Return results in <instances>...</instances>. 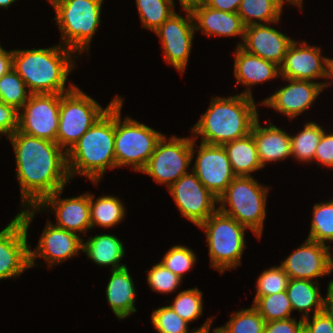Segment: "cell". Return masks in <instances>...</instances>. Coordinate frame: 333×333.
Instances as JSON below:
<instances>
[{
    "mask_svg": "<svg viewBox=\"0 0 333 333\" xmlns=\"http://www.w3.org/2000/svg\"><path fill=\"white\" fill-rule=\"evenodd\" d=\"M50 2V4H53L54 2H56L57 0H48Z\"/></svg>",
    "mask_w": 333,
    "mask_h": 333,
    "instance_id": "obj_55",
    "label": "cell"
},
{
    "mask_svg": "<svg viewBox=\"0 0 333 333\" xmlns=\"http://www.w3.org/2000/svg\"><path fill=\"white\" fill-rule=\"evenodd\" d=\"M195 261L196 255L191 249L183 245H175L164 254L160 263L183 278V275L193 267Z\"/></svg>",
    "mask_w": 333,
    "mask_h": 333,
    "instance_id": "obj_39",
    "label": "cell"
},
{
    "mask_svg": "<svg viewBox=\"0 0 333 333\" xmlns=\"http://www.w3.org/2000/svg\"><path fill=\"white\" fill-rule=\"evenodd\" d=\"M114 140L115 103L67 152L70 179L78 174L98 185L107 168H116Z\"/></svg>",
    "mask_w": 333,
    "mask_h": 333,
    "instance_id": "obj_4",
    "label": "cell"
},
{
    "mask_svg": "<svg viewBox=\"0 0 333 333\" xmlns=\"http://www.w3.org/2000/svg\"><path fill=\"white\" fill-rule=\"evenodd\" d=\"M182 278L164 267L160 262L155 264L148 272L147 283L153 291L171 293L177 289Z\"/></svg>",
    "mask_w": 333,
    "mask_h": 333,
    "instance_id": "obj_41",
    "label": "cell"
},
{
    "mask_svg": "<svg viewBox=\"0 0 333 333\" xmlns=\"http://www.w3.org/2000/svg\"><path fill=\"white\" fill-rule=\"evenodd\" d=\"M111 273L106 287V298L111 310L120 320L136 312L134 306L136 289L127 266L111 270Z\"/></svg>",
    "mask_w": 333,
    "mask_h": 333,
    "instance_id": "obj_25",
    "label": "cell"
},
{
    "mask_svg": "<svg viewBox=\"0 0 333 333\" xmlns=\"http://www.w3.org/2000/svg\"><path fill=\"white\" fill-rule=\"evenodd\" d=\"M165 136L163 134L158 140L153 154L140 172L151 176L161 185L166 183L168 188L188 173L196 139L172 136L168 140Z\"/></svg>",
    "mask_w": 333,
    "mask_h": 333,
    "instance_id": "obj_10",
    "label": "cell"
},
{
    "mask_svg": "<svg viewBox=\"0 0 333 333\" xmlns=\"http://www.w3.org/2000/svg\"><path fill=\"white\" fill-rule=\"evenodd\" d=\"M195 30H201L205 35L241 36L244 39L245 25L238 13L224 12L203 5L193 13Z\"/></svg>",
    "mask_w": 333,
    "mask_h": 333,
    "instance_id": "obj_24",
    "label": "cell"
},
{
    "mask_svg": "<svg viewBox=\"0 0 333 333\" xmlns=\"http://www.w3.org/2000/svg\"><path fill=\"white\" fill-rule=\"evenodd\" d=\"M104 0H57L52 4L63 44L73 52L90 50V42L101 23Z\"/></svg>",
    "mask_w": 333,
    "mask_h": 333,
    "instance_id": "obj_6",
    "label": "cell"
},
{
    "mask_svg": "<svg viewBox=\"0 0 333 333\" xmlns=\"http://www.w3.org/2000/svg\"><path fill=\"white\" fill-rule=\"evenodd\" d=\"M292 41L280 67L283 79L312 81L323 78L327 57L321 56L319 47L308 45L307 42Z\"/></svg>",
    "mask_w": 333,
    "mask_h": 333,
    "instance_id": "obj_20",
    "label": "cell"
},
{
    "mask_svg": "<svg viewBox=\"0 0 333 333\" xmlns=\"http://www.w3.org/2000/svg\"><path fill=\"white\" fill-rule=\"evenodd\" d=\"M292 41L285 34L262 23L246 26L243 43L237 46L280 66Z\"/></svg>",
    "mask_w": 333,
    "mask_h": 333,
    "instance_id": "obj_21",
    "label": "cell"
},
{
    "mask_svg": "<svg viewBox=\"0 0 333 333\" xmlns=\"http://www.w3.org/2000/svg\"><path fill=\"white\" fill-rule=\"evenodd\" d=\"M231 168L236 176H251L250 173L263 168L257 154L252 134L223 144Z\"/></svg>",
    "mask_w": 333,
    "mask_h": 333,
    "instance_id": "obj_27",
    "label": "cell"
},
{
    "mask_svg": "<svg viewBox=\"0 0 333 333\" xmlns=\"http://www.w3.org/2000/svg\"><path fill=\"white\" fill-rule=\"evenodd\" d=\"M19 111L0 101V135L9 137L18 130Z\"/></svg>",
    "mask_w": 333,
    "mask_h": 333,
    "instance_id": "obj_42",
    "label": "cell"
},
{
    "mask_svg": "<svg viewBox=\"0 0 333 333\" xmlns=\"http://www.w3.org/2000/svg\"><path fill=\"white\" fill-rule=\"evenodd\" d=\"M120 98L116 96L106 108L77 86L61 94L56 143L67 153L81 136Z\"/></svg>",
    "mask_w": 333,
    "mask_h": 333,
    "instance_id": "obj_9",
    "label": "cell"
},
{
    "mask_svg": "<svg viewBox=\"0 0 333 333\" xmlns=\"http://www.w3.org/2000/svg\"><path fill=\"white\" fill-rule=\"evenodd\" d=\"M16 157V177L22 206L36 207L70 180L67 153L56 143L18 130L10 137Z\"/></svg>",
    "mask_w": 333,
    "mask_h": 333,
    "instance_id": "obj_1",
    "label": "cell"
},
{
    "mask_svg": "<svg viewBox=\"0 0 333 333\" xmlns=\"http://www.w3.org/2000/svg\"><path fill=\"white\" fill-rule=\"evenodd\" d=\"M206 112L191 129L197 139L211 145H223L227 142L247 136L258 117L253 97L238 94L214 97Z\"/></svg>",
    "mask_w": 333,
    "mask_h": 333,
    "instance_id": "obj_3",
    "label": "cell"
},
{
    "mask_svg": "<svg viewBox=\"0 0 333 333\" xmlns=\"http://www.w3.org/2000/svg\"><path fill=\"white\" fill-rule=\"evenodd\" d=\"M206 234L211 267L223 273L241 264L245 249V230L234 218L217 209L200 226Z\"/></svg>",
    "mask_w": 333,
    "mask_h": 333,
    "instance_id": "obj_8",
    "label": "cell"
},
{
    "mask_svg": "<svg viewBox=\"0 0 333 333\" xmlns=\"http://www.w3.org/2000/svg\"><path fill=\"white\" fill-rule=\"evenodd\" d=\"M14 2H16V0H0V7L8 8V6Z\"/></svg>",
    "mask_w": 333,
    "mask_h": 333,
    "instance_id": "obj_52",
    "label": "cell"
},
{
    "mask_svg": "<svg viewBox=\"0 0 333 333\" xmlns=\"http://www.w3.org/2000/svg\"><path fill=\"white\" fill-rule=\"evenodd\" d=\"M289 280L288 274L281 266L264 270L257 279V289L253 303L259 297L286 291Z\"/></svg>",
    "mask_w": 333,
    "mask_h": 333,
    "instance_id": "obj_38",
    "label": "cell"
},
{
    "mask_svg": "<svg viewBox=\"0 0 333 333\" xmlns=\"http://www.w3.org/2000/svg\"><path fill=\"white\" fill-rule=\"evenodd\" d=\"M142 27L155 31L173 13L174 7L170 0H135Z\"/></svg>",
    "mask_w": 333,
    "mask_h": 333,
    "instance_id": "obj_33",
    "label": "cell"
},
{
    "mask_svg": "<svg viewBox=\"0 0 333 333\" xmlns=\"http://www.w3.org/2000/svg\"><path fill=\"white\" fill-rule=\"evenodd\" d=\"M94 199V195L89 193L91 228L97 225L106 229L115 226L124 219L126 211L119 198L106 195L93 201Z\"/></svg>",
    "mask_w": 333,
    "mask_h": 333,
    "instance_id": "obj_30",
    "label": "cell"
},
{
    "mask_svg": "<svg viewBox=\"0 0 333 333\" xmlns=\"http://www.w3.org/2000/svg\"><path fill=\"white\" fill-rule=\"evenodd\" d=\"M13 64V50L6 51L2 47L0 48V78L7 73Z\"/></svg>",
    "mask_w": 333,
    "mask_h": 333,
    "instance_id": "obj_47",
    "label": "cell"
},
{
    "mask_svg": "<svg viewBox=\"0 0 333 333\" xmlns=\"http://www.w3.org/2000/svg\"><path fill=\"white\" fill-rule=\"evenodd\" d=\"M253 307L264 318L265 322L286 320L293 311L286 291L259 297Z\"/></svg>",
    "mask_w": 333,
    "mask_h": 333,
    "instance_id": "obj_34",
    "label": "cell"
},
{
    "mask_svg": "<svg viewBox=\"0 0 333 333\" xmlns=\"http://www.w3.org/2000/svg\"><path fill=\"white\" fill-rule=\"evenodd\" d=\"M303 331L305 333H333V322L324 311L313 314L303 319Z\"/></svg>",
    "mask_w": 333,
    "mask_h": 333,
    "instance_id": "obj_43",
    "label": "cell"
},
{
    "mask_svg": "<svg viewBox=\"0 0 333 333\" xmlns=\"http://www.w3.org/2000/svg\"><path fill=\"white\" fill-rule=\"evenodd\" d=\"M174 7L175 3L170 0ZM180 4L185 12L193 13L196 9L205 5L206 0H179Z\"/></svg>",
    "mask_w": 333,
    "mask_h": 333,
    "instance_id": "obj_49",
    "label": "cell"
},
{
    "mask_svg": "<svg viewBox=\"0 0 333 333\" xmlns=\"http://www.w3.org/2000/svg\"><path fill=\"white\" fill-rule=\"evenodd\" d=\"M289 84L280 90H277L273 95L264 99L261 104L269 106L275 111L283 113L290 119L300 115L316 100L321 91L332 84L312 82L307 80L285 79Z\"/></svg>",
    "mask_w": 333,
    "mask_h": 333,
    "instance_id": "obj_17",
    "label": "cell"
},
{
    "mask_svg": "<svg viewBox=\"0 0 333 333\" xmlns=\"http://www.w3.org/2000/svg\"><path fill=\"white\" fill-rule=\"evenodd\" d=\"M183 217L200 226L218 208V198L197 178L195 173H186L167 188Z\"/></svg>",
    "mask_w": 333,
    "mask_h": 333,
    "instance_id": "obj_13",
    "label": "cell"
},
{
    "mask_svg": "<svg viewBox=\"0 0 333 333\" xmlns=\"http://www.w3.org/2000/svg\"><path fill=\"white\" fill-rule=\"evenodd\" d=\"M324 78L333 79V59L327 58L325 65V75Z\"/></svg>",
    "mask_w": 333,
    "mask_h": 333,
    "instance_id": "obj_51",
    "label": "cell"
},
{
    "mask_svg": "<svg viewBox=\"0 0 333 333\" xmlns=\"http://www.w3.org/2000/svg\"><path fill=\"white\" fill-rule=\"evenodd\" d=\"M309 240L326 244L333 241V200L326 203H316L313 206Z\"/></svg>",
    "mask_w": 333,
    "mask_h": 333,
    "instance_id": "obj_35",
    "label": "cell"
},
{
    "mask_svg": "<svg viewBox=\"0 0 333 333\" xmlns=\"http://www.w3.org/2000/svg\"><path fill=\"white\" fill-rule=\"evenodd\" d=\"M284 2L302 9V4H296L293 0H242L237 13L245 26L262 22L270 25L280 21Z\"/></svg>",
    "mask_w": 333,
    "mask_h": 333,
    "instance_id": "obj_28",
    "label": "cell"
},
{
    "mask_svg": "<svg viewBox=\"0 0 333 333\" xmlns=\"http://www.w3.org/2000/svg\"><path fill=\"white\" fill-rule=\"evenodd\" d=\"M242 0H206L205 5L224 12L237 13Z\"/></svg>",
    "mask_w": 333,
    "mask_h": 333,
    "instance_id": "obj_46",
    "label": "cell"
},
{
    "mask_svg": "<svg viewBox=\"0 0 333 333\" xmlns=\"http://www.w3.org/2000/svg\"><path fill=\"white\" fill-rule=\"evenodd\" d=\"M324 130L315 122H307L304 130L297 135H290L291 156L300 162L314 161L315 150L321 140Z\"/></svg>",
    "mask_w": 333,
    "mask_h": 333,
    "instance_id": "obj_31",
    "label": "cell"
},
{
    "mask_svg": "<svg viewBox=\"0 0 333 333\" xmlns=\"http://www.w3.org/2000/svg\"><path fill=\"white\" fill-rule=\"evenodd\" d=\"M192 171L201 183L217 198L236 177L223 145L201 142Z\"/></svg>",
    "mask_w": 333,
    "mask_h": 333,
    "instance_id": "obj_15",
    "label": "cell"
},
{
    "mask_svg": "<svg viewBox=\"0 0 333 333\" xmlns=\"http://www.w3.org/2000/svg\"><path fill=\"white\" fill-rule=\"evenodd\" d=\"M186 19L173 13L154 33L159 36L164 60L179 72H184L190 56L194 38L192 13L186 12Z\"/></svg>",
    "mask_w": 333,
    "mask_h": 333,
    "instance_id": "obj_14",
    "label": "cell"
},
{
    "mask_svg": "<svg viewBox=\"0 0 333 333\" xmlns=\"http://www.w3.org/2000/svg\"><path fill=\"white\" fill-rule=\"evenodd\" d=\"M74 52L64 45L31 50H13L12 68L23 79L32 94H65L76 85L65 88L67 76L75 67Z\"/></svg>",
    "mask_w": 333,
    "mask_h": 333,
    "instance_id": "obj_2",
    "label": "cell"
},
{
    "mask_svg": "<svg viewBox=\"0 0 333 333\" xmlns=\"http://www.w3.org/2000/svg\"><path fill=\"white\" fill-rule=\"evenodd\" d=\"M202 292L198 288L181 291L169 305L188 323L196 320L203 313Z\"/></svg>",
    "mask_w": 333,
    "mask_h": 333,
    "instance_id": "obj_37",
    "label": "cell"
},
{
    "mask_svg": "<svg viewBox=\"0 0 333 333\" xmlns=\"http://www.w3.org/2000/svg\"><path fill=\"white\" fill-rule=\"evenodd\" d=\"M151 316L158 333H189L188 322L168 305L154 310Z\"/></svg>",
    "mask_w": 333,
    "mask_h": 333,
    "instance_id": "obj_40",
    "label": "cell"
},
{
    "mask_svg": "<svg viewBox=\"0 0 333 333\" xmlns=\"http://www.w3.org/2000/svg\"><path fill=\"white\" fill-rule=\"evenodd\" d=\"M61 94H31L18 117V131L56 142Z\"/></svg>",
    "mask_w": 333,
    "mask_h": 333,
    "instance_id": "obj_12",
    "label": "cell"
},
{
    "mask_svg": "<svg viewBox=\"0 0 333 333\" xmlns=\"http://www.w3.org/2000/svg\"><path fill=\"white\" fill-rule=\"evenodd\" d=\"M212 320H214L213 317L206 320V322L202 326L197 328V330L192 329L193 331L191 333H208L212 325Z\"/></svg>",
    "mask_w": 333,
    "mask_h": 333,
    "instance_id": "obj_50",
    "label": "cell"
},
{
    "mask_svg": "<svg viewBox=\"0 0 333 333\" xmlns=\"http://www.w3.org/2000/svg\"><path fill=\"white\" fill-rule=\"evenodd\" d=\"M26 87L23 79L11 68L0 78V101L20 112L32 94L26 92Z\"/></svg>",
    "mask_w": 333,
    "mask_h": 333,
    "instance_id": "obj_32",
    "label": "cell"
},
{
    "mask_svg": "<svg viewBox=\"0 0 333 333\" xmlns=\"http://www.w3.org/2000/svg\"><path fill=\"white\" fill-rule=\"evenodd\" d=\"M35 211V207L24 208L0 231V280L17 278L30 268L27 231Z\"/></svg>",
    "mask_w": 333,
    "mask_h": 333,
    "instance_id": "obj_11",
    "label": "cell"
},
{
    "mask_svg": "<svg viewBox=\"0 0 333 333\" xmlns=\"http://www.w3.org/2000/svg\"><path fill=\"white\" fill-rule=\"evenodd\" d=\"M327 290V296L323 302V311L333 322V280H330Z\"/></svg>",
    "mask_w": 333,
    "mask_h": 333,
    "instance_id": "obj_48",
    "label": "cell"
},
{
    "mask_svg": "<svg viewBox=\"0 0 333 333\" xmlns=\"http://www.w3.org/2000/svg\"><path fill=\"white\" fill-rule=\"evenodd\" d=\"M296 4H302L303 0H293Z\"/></svg>",
    "mask_w": 333,
    "mask_h": 333,
    "instance_id": "obj_54",
    "label": "cell"
},
{
    "mask_svg": "<svg viewBox=\"0 0 333 333\" xmlns=\"http://www.w3.org/2000/svg\"><path fill=\"white\" fill-rule=\"evenodd\" d=\"M234 54V75L237 84L242 83L245 87L247 86V89L240 94L252 97L251 85L280 77V67L277 64L250 54L240 46H237Z\"/></svg>",
    "mask_w": 333,
    "mask_h": 333,
    "instance_id": "obj_22",
    "label": "cell"
},
{
    "mask_svg": "<svg viewBox=\"0 0 333 333\" xmlns=\"http://www.w3.org/2000/svg\"><path fill=\"white\" fill-rule=\"evenodd\" d=\"M314 160L317 165L322 163L325 166L333 167V132H323L321 140L315 150Z\"/></svg>",
    "mask_w": 333,
    "mask_h": 333,
    "instance_id": "obj_44",
    "label": "cell"
},
{
    "mask_svg": "<svg viewBox=\"0 0 333 333\" xmlns=\"http://www.w3.org/2000/svg\"><path fill=\"white\" fill-rule=\"evenodd\" d=\"M267 193L268 188L259 184L252 175L236 176L218 198V209L260 238L266 218Z\"/></svg>",
    "mask_w": 333,
    "mask_h": 333,
    "instance_id": "obj_5",
    "label": "cell"
},
{
    "mask_svg": "<svg viewBox=\"0 0 333 333\" xmlns=\"http://www.w3.org/2000/svg\"><path fill=\"white\" fill-rule=\"evenodd\" d=\"M123 243L114 235L100 234L82 243V251L86 253L94 263L102 266H112L111 270L126 267L125 264H119L124 257Z\"/></svg>",
    "mask_w": 333,
    "mask_h": 333,
    "instance_id": "obj_26",
    "label": "cell"
},
{
    "mask_svg": "<svg viewBox=\"0 0 333 333\" xmlns=\"http://www.w3.org/2000/svg\"><path fill=\"white\" fill-rule=\"evenodd\" d=\"M83 239L76 233L58 228L47 222L35 251L30 249V268L36 266L35 259L42 257L48 266L62 263L82 251Z\"/></svg>",
    "mask_w": 333,
    "mask_h": 333,
    "instance_id": "obj_19",
    "label": "cell"
},
{
    "mask_svg": "<svg viewBox=\"0 0 333 333\" xmlns=\"http://www.w3.org/2000/svg\"><path fill=\"white\" fill-rule=\"evenodd\" d=\"M318 286V281L290 279L288 282L287 296L292 309L304 313L302 319L309 317V312L313 307V314L323 311L324 297L321 296Z\"/></svg>",
    "mask_w": 333,
    "mask_h": 333,
    "instance_id": "obj_29",
    "label": "cell"
},
{
    "mask_svg": "<svg viewBox=\"0 0 333 333\" xmlns=\"http://www.w3.org/2000/svg\"><path fill=\"white\" fill-rule=\"evenodd\" d=\"M303 319L297 322L295 318L266 322L264 333H302Z\"/></svg>",
    "mask_w": 333,
    "mask_h": 333,
    "instance_id": "obj_45",
    "label": "cell"
},
{
    "mask_svg": "<svg viewBox=\"0 0 333 333\" xmlns=\"http://www.w3.org/2000/svg\"><path fill=\"white\" fill-rule=\"evenodd\" d=\"M329 251V245L306 239L280 266L290 279L323 278L333 272V257Z\"/></svg>",
    "mask_w": 333,
    "mask_h": 333,
    "instance_id": "obj_16",
    "label": "cell"
},
{
    "mask_svg": "<svg viewBox=\"0 0 333 333\" xmlns=\"http://www.w3.org/2000/svg\"><path fill=\"white\" fill-rule=\"evenodd\" d=\"M208 333H210V329H209V332ZM213 333H225V332H223L220 328H214V331H213Z\"/></svg>",
    "mask_w": 333,
    "mask_h": 333,
    "instance_id": "obj_53",
    "label": "cell"
},
{
    "mask_svg": "<svg viewBox=\"0 0 333 333\" xmlns=\"http://www.w3.org/2000/svg\"><path fill=\"white\" fill-rule=\"evenodd\" d=\"M122 105L123 99L120 97L115 102L116 168L131 165L134 171L140 172L150 159L163 134L130 117H125L122 122L120 115Z\"/></svg>",
    "mask_w": 333,
    "mask_h": 333,
    "instance_id": "obj_7",
    "label": "cell"
},
{
    "mask_svg": "<svg viewBox=\"0 0 333 333\" xmlns=\"http://www.w3.org/2000/svg\"><path fill=\"white\" fill-rule=\"evenodd\" d=\"M64 188L45 197L35 208L52 207L57 224L54 226L74 233H86L91 229L89 193L72 198L60 199Z\"/></svg>",
    "mask_w": 333,
    "mask_h": 333,
    "instance_id": "obj_18",
    "label": "cell"
},
{
    "mask_svg": "<svg viewBox=\"0 0 333 333\" xmlns=\"http://www.w3.org/2000/svg\"><path fill=\"white\" fill-rule=\"evenodd\" d=\"M251 134L263 168L268 162L281 161L291 156L290 135L271 122L268 127H262L257 118L252 125Z\"/></svg>",
    "mask_w": 333,
    "mask_h": 333,
    "instance_id": "obj_23",
    "label": "cell"
},
{
    "mask_svg": "<svg viewBox=\"0 0 333 333\" xmlns=\"http://www.w3.org/2000/svg\"><path fill=\"white\" fill-rule=\"evenodd\" d=\"M265 324L264 318L252 305L232 314L229 322L219 328L225 333H264Z\"/></svg>",
    "mask_w": 333,
    "mask_h": 333,
    "instance_id": "obj_36",
    "label": "cell"
}]
</instances>
